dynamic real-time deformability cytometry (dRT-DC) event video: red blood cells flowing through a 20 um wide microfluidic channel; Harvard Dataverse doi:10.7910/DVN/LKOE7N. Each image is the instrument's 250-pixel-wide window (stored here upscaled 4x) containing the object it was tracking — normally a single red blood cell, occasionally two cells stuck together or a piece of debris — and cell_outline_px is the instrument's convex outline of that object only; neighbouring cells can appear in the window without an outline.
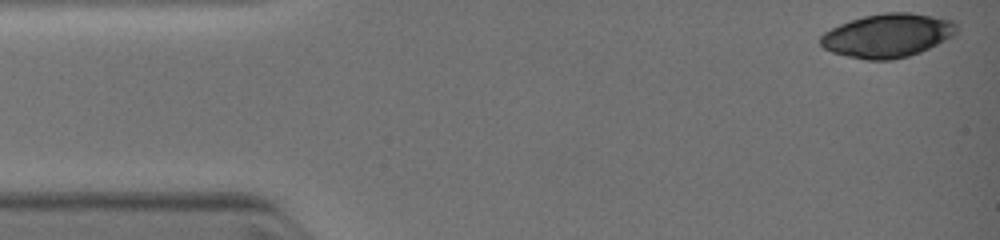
{"species": "common noctule bat (a hibernating species)", "species_latin": "Nyctalus noctula", "temperature_condition": "warm", "stored_images_in_passage": 4, "camera_frame_rate_fps": 3000, "um_per_image_px": 0.085, "animal": {"sex": "female", "body_mass_g": 19.0, "forearm_length_mm": 51.5}, "frame": {"image": 1, "passage_image": 1, "time_ms": 0.0, "image_size_px": [1000, 240], "cell_outline_px": [[960, 28], [952, 36], [920, 52], [908, 56], [892, 60], [864, 60], [832, 52], [824, 48], [820, 44], [820, 36], [824, 32], [840, 24], [864, 16], [884, 12], [908, 12], [956, 20]], "centroid_in_image_um": [75.46, 3.01], "position_along_channel_um": 9.5, "area_um2": 34.68}}